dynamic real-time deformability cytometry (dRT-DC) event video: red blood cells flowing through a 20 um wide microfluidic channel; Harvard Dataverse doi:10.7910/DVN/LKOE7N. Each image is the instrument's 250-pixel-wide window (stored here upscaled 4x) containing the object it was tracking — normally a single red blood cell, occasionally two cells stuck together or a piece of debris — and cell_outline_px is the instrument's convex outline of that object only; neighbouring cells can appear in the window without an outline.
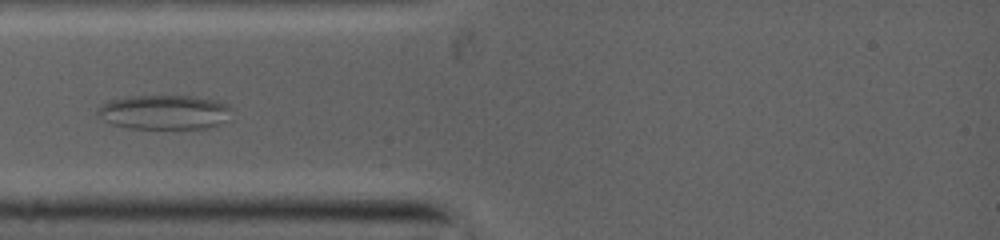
{"species": "common noctule bat (a hibernating species)", "species_latin": "Nyctalus noctula", "temperature_condition": "warm", "stored_images_in_passage": 48, "camera_frame_rate_fps": 5000, "um_per_image_px": 0.085, "animal": {"sex": "female", "body_mass_g": 19.0, "forearm_length_mm": 53.3}, "frame": {"image": 1, "passage_image": 10, "time_ms": 3.0, "image_size_px": [1000, 240], "cell_outline_px": [[228, 108], [216, 124], [208, 128], [132, 128], [116, 124], [100, 116], [96, 112], [100, 108], [108, 104], [120, 100], [140, 96], [188, 96], [208, 100], [224, 104]], "centroid_in_image_um": [13.92, 9.55], "position_along_channel_um": 71.1, "area_um2": 24.74}}
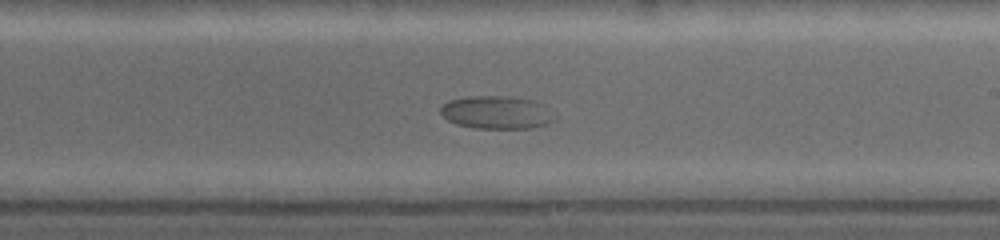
{"frame": {"image": 2, "passage_image": 20, "time_ms": 7.4, "image_size_px": [1000, 240], "cell_outline_px": [[552, 120], [544, 124], [532, 128], [476, 128], [456, 124], [448, 120], [440, 112], [440, 108], [448, 100], [476, 96], [508, 96], [528, 100]], "centroid_in_image_um": [41.97, 9.57], "position_along_channel_um": 247.0, "area_um2": 20.46}}
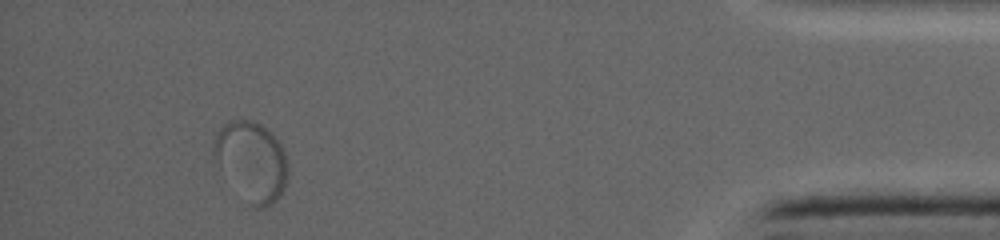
{"frame": {"image": 3, "passage_image": 43, "time_ms": 13.4, "image_size_px": [1000, 240], "cell_outline_px": [[284, 188], [280, 196], [272, 204], [264, 208], [256, 208], [252, 204], [212, 148], [220, 132], [232, 120], [244, 120], [256, 124], [264, 128], [280, 144], [284, 152]], "centroid_in_image_um": [21.47, 13.68], "position_along_channel_um": 413.7, "area_um2": 30.58}}